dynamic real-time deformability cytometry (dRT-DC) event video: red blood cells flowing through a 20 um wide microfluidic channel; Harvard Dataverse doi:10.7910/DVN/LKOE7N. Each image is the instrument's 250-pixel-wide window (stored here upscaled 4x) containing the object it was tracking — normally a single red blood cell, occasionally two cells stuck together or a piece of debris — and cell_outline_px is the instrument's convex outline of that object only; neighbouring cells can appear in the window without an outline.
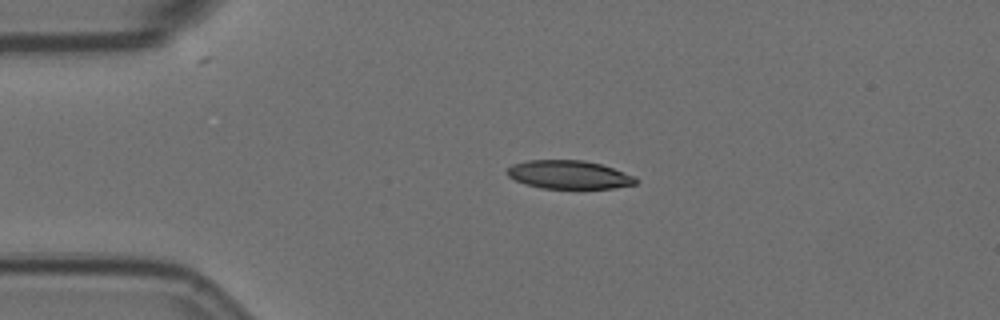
{"species": "Egyptian fruit bat (a non-hibernating species)", "species_latin": "Rousettus aegyptiacus", "temperature_condition": "room temperature", "stored_images_in_passage": 3, "camera_frame_rate_fps": 3000, "um_per_image_px": 0.085, "animal": {"sex": "female"}, "frame": {"image": 1, "passage_image": 2, "time_ms": 0.333, "image_size_px": [1000, 320], "cell_outline_px": [[640, 180], [636, 184], [616, 188], [540, 188], [524, 184], [508, 176], [504, 172], [512, 164], [528, 160], [584, 160], [600, 164], [636, 176]], "centroid_in_image_um": [48.36, 14.85], "position_along_channel_um": 36.6, "area_um2": 21.44}}